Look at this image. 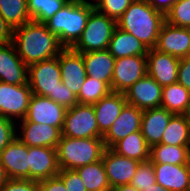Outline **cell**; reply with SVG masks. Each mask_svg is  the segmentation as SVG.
I'll list each match as a JSON object with an SVG mask.
<instances>
[{
  "label": "cell",
  "instance_id": "cell-30",
  "mask_svg": "<svg viewBox=\"0 0 190 191\" xmlns=\"http://www.w3.org/2000/svg\"><path fill=\"white\" fill-rule=\"evenodd\" d=\"M87 191H110L102 159L75 169Z\"/></svg>",
  "mask_w": 190,
  "mask_h": 191
},
{
  "label": "cell",
  "instance_id": "cell-47",
  "mask_svg": "<svg viewBox=\"0 0 190 191\" xmlns=\"http://www.w3.org/2000/svg\"><path fill=\"white\" fill-rule=\"evenodd\" d=\"M143 191H170V190H167V189L163 188L158 183H154L149 188H146Z\"/></svg>",
  "mask_w": 190,
  "mask_h": 191
},
{
  "label": "cell",
  "instance_id": "cell-48",
  "mask_svg": "<svg viewBox=\"0 0 190 191\" xmlns=\"http://www.w3.org/2000/svg\"><path fill=\"white\" fill-rule=\"evenodd\" d=\"M76 1H78V2H80V3H85V4H90V5H92V6H96V4L100 1V0H94L95 2L93 3V2H88L87 0H76Z\"/></svg>",
  "mask_w": 190,
  "mask_h": 191
},
{
  "label": "cell",
  "instance_id": "cell-1",
  "mask_svg": "<svg viewBox=\"0 0 190 191\" xmlns=\"http://www.w3.org/2000/svg\"><path fill=\"white\" fill-rule=\"evenodd\" d=\"M12 42L27 66L57 57L64 49L58 37L44 23L36 21L14 29Z\"/></svg>",
  "mask_w": 190,
  "mask_h": 191
},
{
  "label": "cell",
  "instance_id": "cell-43",
  "mask_svg": "<svg viewBox=\"0 0 190 191\" xmlns=\"http://www.w3.org/2000/svg\"><path fill=\"white\" fill-rule=\"evenodd\" d=\"M12 39L13 29L0 15V44L11 42Z\"/></svg>",
  "mask_w": 190,
  "mask_h": 191
},
{
  "label": "cell",
  "instance_id": "cell-12",
  "mask_svg": "<svg viewBox=\"0 0 190 191\" xmlns=\"http://www.w3.org/2000/svg\"><path fill=\"white\" fill-rule=\"evenodd\" d=\"M155 49L177 58L190 56V33L188 28L163 23Z\"/></svg>",
  "mask_w": 190,
  "mask_h": 191
},
{
  "label": "cell",
  "instance_id": "cell-15",
  "mask_svg": "<svg viewBox=\"0 0 190 191\" xmlns=\"http://www.w3.org/2000/svg\"><path fill=\"white\" fill-rule=\"evenodd\" d=\"M58 62L62 83L77 96L87 77L82 53L64 48L58 55Z\"/></svg>",
  "mask_w": 190,
  "mask_h": 191
},
{
  "label": "cell",
  "instance_id": "cell-38",
  "mask_svg": "<svg viewBox=\"0 0 190 191\" xmlns=\"http://www.w3.org/2000/svg\"><path fill=\"white\" fill-rule=\"evenodd\" d=\"M16 125L15 121L0 116V152L16 138Z\"/></svg>",
  "mask_w": 190,
  "mask_h": 191
},
{
  "label": "cell",
  "instance_id": "cell-21",
  "mask_svg": "<svg viewBox=\"0 0 190 191\" xmlns=\"http://www.w3.org/2000/svg\"><path fill=\"white\" fill-rule=\"evenodd\" d=\"M156 183L170 191H189V164L153 163Z\"/></svg>",
  "mask_w": 190,
  "mask_h": 191
},
{
  "label": "cell",
  "instance_id": "cell-22",
  "mask_svg": "<svg viewBox=\"0 0 190 191\" xmlns=\"http://www.w3.org/2000/svg\"><path fill=\"white\" fill-rule=\"evenodd\" d=\"M173 115L163 107L143 111L140 130L150 147L161 143L163 133Z\"/></svg>",
  "mask_w": 190,
  "mask_h": 191
},
{
  "label": "cell",
  "instance_id": "cell-5",
  "mask_svg": "<svg viewBox=\"0 0 190 191\" xmlns=\"http://www.w3.org/2000/svg\"><path fill=\"white\" fill-rule=\"evenodd\" d=\"M116 27V20L94 9L88 17L80 39L72 49L78 53L108 49Z\"/></svg>",
  "mask_w": 190,
  "mask_h": 191
},
{
  "label": "cell",
  "instance_id": "cell-41",
  "mask_svg": "<svg viewBox=\"0 0 190 191\" xmlns=\"http://www.w3.org/2000/svg\"><path fill=\"white\" fill-rule=\"evenodd\" d=\"M177 82L190 91V56L179 61Z\"/></svg>",
  "mask_w": 190,
  "mask_h": 191
},
{
  "label": "cell",
  "instance_id": "cell-28",
  "mask_svg": "<svg viewBox=\"0 0 190 191\" xmlns=\"http://www.w3.org/2000/svg\"><path fill=\"white\" fill-rule=\"evenodd\" d=\"M161 143L171 146H190V116L173 115L163 133Z\"/></svg>",
  "mask_w": 190,
  "mask_h": 191
},
{
  "label": "cell",
  "instance_id": "cell-31",
  "mask_svg": "<svg viewBox=\"0 0 190 191\" xmlns=\"http://www.w3.org/2000/svg\"><path fill=\"white\" fill-rule=\"evenodd\" d=\"M0 15L13 30L32 21L27 0H0Z\"/></svg>",
  "mask_w": 190,
  "mask_h": 191
},
{
  "label": "cell",
  "instance_id": "cell-14",
  "mask_svg": "<svg viewBox=\"0 0 190 191\" xmlns=\"http://www.w3.org/2000/svg\"><path fill=\"white\" fill-rule=\"evenodd\" d=\"M146 58L147 74L161 87L177 82L180 58L161 53L155 48L148 49Z\"/></svg>",
  "mask_w": 190,
  "mask_h": 191
},
{
  "label": "cell",
  "instance_id": "cell-34",
  "mask_svg": "<svg viewBox=\"0 0 190 191\" xmlns=\"http://www.w3.org/2000/svg\"><path fill=\"white\" fill-rule=\"evenodd\" d=\"M165 21L177 27H190V0H178L165 15Z\"/></svg>",
  "mask_w": 190,
  "mask_h": 191
},
{
  "label": "cell",
  "instance_id": "cell-8",
  "mask_svg": "<svg viewBox=\"0 0 190 191\" xmlns=\"http://www.w3.org/2000/svg\"><path fill=\"white\" fill-rule=\"evenodd\" d=\"M33 93L29 84L13 85L0 81V116L12 121L26 117ZM16 118V119H14Z\"/></svg>",
  "mask_w": 190,
  "mask_h": 191
},
{
  "label": "cell",
  "instance_id": "cell-27",
  "mask_svg": "<svg viewBox=\"0 0 190 191\" xmlns=\"http://www.w3.org/2000/svg\"><path fill=\"white\" fill-rule=\"evenodd\" d=\"M111 149L121 156L135 159L139 162L150 160V146L145 141L141 130L120 139Z\"/></svg>",
  "mask_w": 190,
  "mask_h": 191
},
{
  "label": "cell",
  "instance_id": "cell-36",
  "mask_svg": "<svg viewBox=\"0 0 190 191\" xmlns=\"http://www.w3.org/2000/svg\"><path fill=\"white\" fill-rule=\"evenodd\" d=\"M133 1L134 0H100L94 7L98 12L117 20Z\"/></svg>",
  "mask_w": 190,
  "mask_h": 191
},
{
  "label": "cell",
  "instance_id": "cell-11",
  "mask_svg": "<svg viewBox=\"0 0 190 191\" xmlns=\"http://www.w3.org/2000/svg\"><path fill=\"white\" fill-rule=\"evenodd\" d=\"M102 161L111 188L130 184L140 163L117 154L111 148H105Z\"/></svg>",
  "mask_w": 190,
  "mask_h": 191
},
{
  "label": "cell",
  "instance_id": "cell-40",
  "mask_svg": "<svg viewBox=\"0 0 190 191\" xmlns=\"http://www.w3.org/2000/svg\"><path fill=\"white\" fill-rule=\"evenodd\" d=\"M55 102L68 109L78 104V99L72 90L62 83L55 91Z\"/></svg>",
  "mask_w": 190,
  "mask_h": 191
},
{
  "label": "cell",
  "instance_id": "cell-20",
  "mask_svg": "<svg viewBox=\"0 0 190 191\" xmlns=\"http://www.w3.org/2000/svg\"><path fill=\"white\" fill-rule=\"evenodd\" d=\"M20 129L22 133L16 138L28 147L57 148L62 136L59 128L34 122H21Z\"/></svg>",
  "mask_w": 190,
  "mask_h": 191
},
{
  "label": "cell",
  "instance_id": "cell-45",
  "mask_svg": "<svg viewBox=\"0 0 190 191\" xmlns=\"http://www.w3.org/2000/svg\"><path fill=\"white\" fill-rule=\"evenodd\" d=\"M110 191H138V190L131 184H126L113 187L111 188Z\"/></svg>",
  "mask_w": 190,
  "mask_h": 191
},
{
  "label": "cell",
  "instance_id": "cell-49",
  "mask_svg": "<svg viewBox=\"0 0 190 191\" xmlns=\"http://www.w3.org/2000/svg\"><path fill=\"white\" fill-rule=\"evenodd\" d=\"M189 183H190V163H189ZM190 191V189H189Z\"/></svg>",
  "mask_w": 190,
  "mask_h": 191
},
{
  "label": "cell",
  "instance_id": "cell-6",
  "mask_svg": "<svg viewBox=\"0 0 190 191\" xmlns=\"http://www.w3.org/2000/svg\"><path fill=\"white\" fill-rule=\"evenodd\" d=\"M61 135L77 139L103 138V134L99 131L93 105L78 103L68 108Z\"/></svg>",
  "mask_w": 190,
  "mask_h": 191
},
{
  "label": "cell",
  "instance_id": "cell-7",
  "mask_svg": "<svg viewBox=\"0 0 190 191\" xmlns=\"http://www.w3.org/2000/svg\"><path fill=\"white\" fill-rule=\"evenodd\" d=\"M58 56L28 66V84L34 95L55 102V91L62 84Z\"/></svg>",
  "mask_w": 190,
  "mask_h": 191
},
{
  "label": "cell",
  "instance_id": "cell-35",
  "mask_svg": "<svg viewBox=\"0 0 190 191\" xmlns=\"http://www.w3.org/2000/svg\"><path fill=\"white\" fill-rule=\"evenodd\" d=\"M154 183H156V178L152 161L140 162L130 184L138 191H143Z\"/></svg>",
  "mask_w": 190,
  "mask_h": 191
},
{
  "label": "cell",
  "instance_id": "cell-24",
  "mask_svg": "<svg viewBox=\"0 0 190 191\" xmlns=\"http://www.w3.org/2000/svg\"><path fill=\"white\" fill-rule=\"evenodd\" d=\"M87 76L105 82L110 88L115 58L108 49L82 53Z\"/></svg>",
  "mask_w": 190,
  "mask_h": 191
},
{
  "label": "cell",
  "instance_id": "cell-46",
  "mask_svg": "<svg viewBox=\"0 0 190 191\" xmlns=\"http://www.w3.org/2000/svg\"><path fill=\"white\" fill-rule=\"evenodd\" d=\"M8 176L5 172L4 165L1 163L0 160V188L4 185V183L8 180Z\"/></svg>",
  "mask_w": 190,
  "mask_h": 191
},
{
  "label": "cell",
  "instance_id": "cell-17",
  "mask_svg": "<svg viewBox=\"0 0 190 191\" xmlns=\"http://www.w3.org/2000/svg\"><path fill=\"white\" fill-rule=\"evenodd\" d=\"M142 114V109L126 103L118 118L103 135L105 147L111 148L120 139L127 137L131 133L140 131Z\"/></svg>",
  "mask_w": 190,
  "mask_h": 191
},
{
  "label": "cell",
  "instance_id": "cell-29",
  "mask_svg": "<svg viewBox=\"0 0 190 191\" xmlns=\"http://www.w3.org/2000/svg\"><path fill=\"white\" fill-rule=\"evenodd\" d=\"M152 163L184 165L190 163V146H171L163 143L150 147Z\"/></svg>",
  "mask_w": 190,
  "mask_h": 191
},
{
  "label": "cell",
  "instance_id": "cell-16",
  "mask_svg": "<svg viewBox=\"0 0 190 191\" xmlns=\"http://www.w3.org/2000/svg\"><path fill=\"white\" fill-rule=\"evenodd\" d=\"M0 81L13 85L28 83V66L17 54L12 41L0 44Z\"/></svg>",
  "mask_w": 190,
  "mask_h": 191
},
{
  "label": "cell",
  "instance_id": "cell-3",
  "mask_svg": "<svg viewBox=\"0 0 190 191\" xmlns=\"http://www.w3.org/2000/svg\"><path fill=\"white\" fill-rule=\"evenodd\" d=\"M95 9L90 4L69 0L65 6L44 24L58 37L64 48H72L80 39L90 13Z\"/></svg>",
  "mask_w": 190,
  "mask_h": 191
},
{
  "label": "cell",
  "instance_id": "cell-4",
  "mask_svg": "<svg viewBox=\"0 0 190 191\" xmlns=\"http://www.w3.org/2000/svg\"><path fill=\"white\" fill-rule=\"evenodd\" d=\"M103 138H71L61 136L57 145L59 169L75 170L102 159L105 150Z\"/></svg>",
  "mask_w": 190,
  "mask_h": 191
},
{
  "label": "cell",
  "instance_id": "cell-25",
  "mask_svg": "<svg viewBox=\"0 0 190 191\" xmlns=\"http://www.w3.org/2000/svg\"><path fill=\"white\" fill-rule=\"evenodd\" d=\"M109 53L116 58L146 56L148 49L135 36L116 27L108 46Z\"/></svg>",
  "mask_w": 190,
  "mask_h": 191
},
{
  "label": "cell",
  "instance_id": "cell-23",
  "mask_svg": "<svg viewBox=\"0 0 190 191\" xmlns=\"http://www.w3.org/2000/svg\"><path fill=\"white\" fill-rule=\"evenodd\" d=\"M127 103L124 93L111 91L100 101L92 104L99 131L104 135L118 118L122 108Z\"/></svg>",
  "mask_w": 190,
  "mask_h": 191
},
{
  "label": "cell",
  "instance_id": "cell-39",
  "mask_svg": "<svg viewBox=\"0 0 190 191\" xmlns=\"http://www.w3.org/2000/svg\"><path fill=\"white\" fill-rule=\"evenodd\" d=\"M0 191H39L38 181L30 179H8Z\"/></svg>",
  "mask_w": 190,
  "mask_h": 191
},
{
  "label": "cell",
  "instance_id": "cell-19",
  "mask_svg": "<svg viewBox=\"0 0 190 191\" xmlns=\"http://www.w3.org/2000/svg\"><path fill=\"white\" fill-rule=\"evenodd\" d=\"M29 179L44 180L59 173L57 150L51 147H28Z\"/></svg>",
  "mask_w": 190,
  "mask_h": 191
},
{
  "label": "cell",
  "instance_id": "cell-32",
  "mask_svg": "<svg viewBox=\"0 0 190 191\" xmlns=\"http://www.w3.org/2000/svg\"><path fill=\"white\" fill-rule=\"evenodd\" d=\"M69 0H27L32 21L45 23L62 9Z\"/></svg>",
  "mask_w": 190,
  "mask_h": 191
},
{
  "label": "cell",
  "instance_id": "cell-37",
  "mask_svg": "<svg viewBox=\"0 0 190 191\" xmlns=\"http://www.w3.org/2000/svg\"><path fill=\"white\" fill-rule=\"evenodd\" d=\"M57 175L62 179L67 191H87L81 177L75 170L59 169Z\"/></svg>",
  "mask_w": 190,
  "mask_h": 191
},
{
  "label": "cell",
  "instance_id": "cell-26",
  "mask_svg": "<svg viewBox=\"0 0 190 191\" xmlns=\"http://www.w3.org/2000/svg\"><path fill=\"white\" fill-rule=\"evenodd\" d=\"M161 107L174 115L190 114V91L178 82L164 86L162 90Z\"/></svg>",
  "mask_w": 190,
  "mask_h": 191
},
{
  "label": "cell",
  "instance_id": "cell-2",
  "mask_svg": "<svg viewBox=\"0 0 190 191\" xmlns=\"http://www.w3.org/2000/svg\"><path fill=\"white\" fill-rule=\"evenodd\" d=\"M164 22L163 13L155 10L145 0H134L116 20V25L135 36L147 49H153Z\"/></svg>",
  "mask_w": 190,
  "mask_h": 191
},
{
  "label": "cell",
  "instance_id": "cell-13",
  "mask_svg": "<svg viewBox=\"0 0 190 191\" xmlns=\"http://www.w3.org/2000/svg\"><path fill=\"white\" fill-rule=\"evenodd\" d=\"M161 87L151 76L146 74L124 92L128 104L144 110L161 107Z\"/></svg>",
  "mask_w": 190,
  "mask_h": 191
},
{
  "label": "cell",
  "instance_id": "cell-18",
  "mask_svg": "<svg viewBox=\"0 0 190 191\" xmlns=\"http://www.w3.org/2000/svg\"><path fill=\"white\" fill-rule=\"evenodd\" d=\"M0 160L9 179H29L28 146L17 138L0 152Z\"/></svg>",
  "mask_w": 190,
  "mask_h": 191
},
{
  "label": "cell",
  "instance_id": "cell-9",
  "mask_svg": "<svg viewBox=\"0 0 190 191\" xmlns=\"http://www.w3.org/2000/svg\"><path fill=\"white\" fill-rule=\"evenodd\" d=\"M146 74V56H127L124 58H116L111 91L124 93Z\"/></svg>",
  "mask_w": 190,
  "mask_h": 191
},
{
  "label": "cell",
  "instance_id": "cell-33",
  "mask_svg": "<svg viewBox=\"0 0 190 191\" xmlns=\"http://www.w3.org/2000/svg\"><path fill=\"white\" fill-rule=\"evenodd\" d=\"M110 92L111 88L105 82L87 76L77 95L78 103L94 104Z\"/></svg>",
  "mask_w": 190,
  "mask_h": 191
},
{
  "label": "cell",
  "instance_id": "cell-44",
  "mask_svg": "<svg viewBox=\"0 0 190 191\" xmlns=\"http://www.w3.org/2000/svg\"><path fill=\"white\" fill-rule=\"evenodd\" d=\"M155 10L163 13L164 15L171 9L173 4L178 0H145Z\"/></svg>",
  "mask_w": 190,
  "mask_h": 191
},
{
  "label": "cell",
  "instance_id": "cell-42",
  "mask_svg": "<svg viewBox=\"0 0 190 191\" xmlns=\"http://www.w3.org/2000/svg\"><path fill=\"white\" fill-rule=\"evenodd\" d=\"M39 191H67L62 179L54 177L38 181Z\"/></svg>",
  "mask_w": 190,
  "mask_h": 191
},
{
  "label": "cell",
  "instance_id": "cell-10",
  "mask_svg": "<svg viewBox=\"0 0 190 191\" xmlns=\"http://www.w3.org/2000/svg\"><path fill=\"white\" fill-rule=\"evenodd\" d=\"M66 110L50 98L33 94L26 117L21 122L50 125L62 130Z\"/></svg>",
  "mask_w": 190,
  "mask_h": 191
}]
</instances>
